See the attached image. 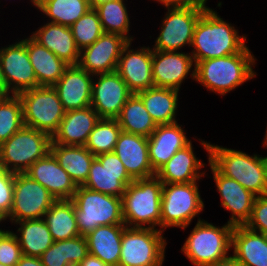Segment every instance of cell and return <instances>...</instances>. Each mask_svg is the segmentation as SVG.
<instances>
[{
  "label": "cell",
  "mask_w": 267,
  "mask_h": 266,
  "mask_svg": "<svg viewBox=\"0 0 267 266\" xmlns=\"http://www.w3.org/2000/svg\"><path fill=\"white\" fill-rule=\"evenodd\" d=\"M167 10L152 50L177 52L187 44L191 47L195 25L203 12L190 8Z\"/></svg>",
  "instance_id": "4fadbf2b"
},
{
  "label": "cell",
  "mask_w": 267,
  "mask_h": 266,
  "mask_svg": "<svg viewBox=\"0 0 267 266\" xmlns=\"http://www.w3.org/2000/svg\"><path fill=\"white\" fill-rule=\"evenodd\" d=\"M99 120L98 113L91 106L67 111L58 130L52 136V142L62 145L85 146L90 133Z\"/></svg>",
  "instance_id": "cb8c5ba5"
},
{
  "label": "cell",
  "mask_w": 267,
  "mask_h": 266,
  "mask_svg": "<svg viewBox=\"0 0 267 266\" xmlns=\"http://www.w3.org/2000/svg\"><path fill=\"white\" fill-rule=\"evenodd\" d=\"M23 126V108L18 95L0 98V144Z\"/></svg>",
  "instance_id": "74e56055"
},
{
  "label": "cell",
  "mask_w": 267,
  "mask_h": 266,
  "mask_svg": "<svg viewBox=\"0 0 267 266\" xmlns=\"http://www.w3.org/2000/svg\"><path fill=\"white\" fill-rule=\"evenodd\" d=\"M5 83L13 95L36 88L37 78L29 60L25 39L0 49Z\"/></svg>",
  "instance_id": "9a60e30c"
},
{
  "label": "cell",
  "mask_w": 267,
  "mask_h": 266,
  "mask_svg": "<svg viewBox=\"0 0 267 266\" xmlns=\"http://www.w3.org/2000/svg\"><path fill=\"white\" fill-rule=\"evenodd\" d=\"M64 259L70 266H77L88 254V244L85 236L63 240Z\"/></svg>",
  "instance_id": "b9f144b4"
},
{
  "label": "cell",
  "mask_w": 267,
  "mask_h": 266,
  "mask_svg": "<svg viewBox=\"0 0 267 266\" xmlns=\"http://www.w3.org/2000/svg\"><path fill=\"white\" fill-rule=\"evenodd\" d=\"M15 266H44L40 258L23 255Z\"/></svg>",
  "instance_id": "7dc6e473"
},
{
  "label": "cell",
  "mask_w": 267,
  "mask_h": 266,
  "mask_svg": "<svg viewBox=\"0 0 267 266\" xmlns=\"http://www.w3.org/2000/svg\"><path fill=\"white\" fill-rule=\"evenodd\" d=\"M265 148L267 147V146H264ZM265 158V160H266V164H267V156L266 157H264Z\"/></svg>",
  "instance_id": "11a10c76"
},
{
  "label": "cell",
  "mask_w": 267,
  "mask_h": 266,
  "mask_svg": "<svg viewBox=\"0 0 267 266\" xmlns=\"http://www.w3.org/2000/svg\"><path fill=\"white\" fill-rule=\"evenodd\" d=\"M210 162L221 174L236 180L256 196L267 195V164L264 157L200 140Z\"/></svg>",
  "instance_id": "3957f363"
},
{
  "label": "cell",
  "mask_w": 267,
  "mask_h": 266,
  "mask_svg": "<svg viewBox=\"0 0 267 266\" xmlns=\"http://www.w3.org/2000/svg\"><path fill=\"white\" fill-rule=\"evenodd\" d=\"M233 257L242 266H267V239L265 234L236 225L232 232Z\"/></svg>",
  "instance_id": "484cf974"
},
{
  "label": "cell",
  "mask_w": 267,
  "mask_h": 266,
  "mask_svg": "<svg viewBox=\"0 0 267 266\" xmlns=\"http://www.w3.org/2000/svg\"><path fill=\"white\" fill-rule=\"evenodd\" d=\"M205 266H242V265L233 256H229L225 260H221Z\"/></svg>",
  "instance_id": "c3c4849f"
},
{
  "label": "cell",
  "mask_w": 267,
  "mask_h": 266,
  "mask_svg": "<svg viewBox=\"0 0 267 266\" xmlns=\"http://www.w3.org/2000/svg\"><path fill=\"white\" fill-rule=\"evenodd\" d=\"M77 266H110L94 255L88 254Z\"/></svg>",
  "instance_id": "bcb514c9"
},
{
  "label": "cell",
  "mask_w": 267,
  "mask_h": 266,
  "mask_svg": "<svg viewBox=\"0 0 267 266\" xmlns=\"http://www.w3.org/2000/svg\"><path fill=\"white\" fill-rule=\"evenodd\" d=\"M134 181L114 153L97 155L83 187L95 192L122 198L126 187Z\"/></svg>",
  "instance_id": "7c38bea8"
},
{
  "label": "cell",
  "mask_w": 267,
  "mask_h": 266,
  "mask_svg": "<svg viewBox=\"0 0 267 266\" xmlns=\"http://www.w3.org/2000/svg\"><path fill=\"white\" fill-rule=\"evenodd\" d=\"M113 152L133 180L156 175L149 159L148 137L121 131Z\"/></svg>",
  "instance_id": "7402d4cb"
},
{
  "label": "cell",
  "mask_w": 267,
  "mask_h": 266,
  "mask_svg": "<svg viewBox=\"0 0 267 266\" xmlns=\"http://www.w3.org/2000/svg\"><path fill=\"white\" fill-rule=\"evenodd\" d=\"M122 129L117 119H100L89 135L85 147L94 155L114 151Z\"/></svg>",
  "instance_id": "8d00e7d4"
},
{
  "label": "cell",
  "mask_w": 267,
  "mask_h": 266,
  "mask_svg": "<svg viewBox=\"0 0 267 266\" xmlns=\"http://www.w3.org/2000/svg\"><path fill=\"white\" fill-rule=\"evenodd\" d=\"M128 42L120 35L104 32L92 45L80 51L78 65L92 75L115 72Z\"/></svg>",
  "instance_id": "2e32d148"
},
{
  "label": "cell",
  "mask_w": 267,
  "mask_h": 266,
  "mask_svg": "<svg viewBox=\"0 0 267 266\" xmlns=\"http://www.w3.org/2000/svg\"><path fill=\"white\" fill-rule=\"evenodd\" d=\"M208 166H210L217 190L221 195V206L232 213L228 223L233 226L245 225L251 217L256 195L245 189L236 180L221 174L210 162Z\"/></svg>",
  "instance_id": "ac0fdd59"
},
{
  "label": "cell",
  "mask_w": 267,
  "mask_h": 266,
  "mask_svg": "<svg viewBox=\"0 0 267 266\" xmlns=\"http://www.w3.org/2000/svg\"><path fill=\"white\" fill-rule=\"evenodd\" d=\"M86 1L90 4L91 8H94V0H86Z\"/></svg>",
  "instance_id": "db71d44e"
},
{
  "label": "cell",
  "mask_w": 267,
  "mask_h": 266,
  "mask_svg": "<svg viewBox=\"0 0 267 266\" xmlns=\"http://www.w3.org/2000/svg\"><path fill=\"white\" fill-rule=\"evenodd\" d=\"M263 146H267V129H266V134H265V138L263 141Z\"/></svg>",
  "instance_id": "f5cc1de1"
},
{
  "label": "cell",
  "mask_w": 267,
  "mask_h": 266,
  "mask_svg": "<svg viewBox=\"0 0 267 266\" xmlns=\"http://www.w3.org/2000/svg\"><path fill=\"white\" fill-rule=\"evenodd\" d=\"M177 122L159 124L148 137V153L153 171L156 173L178 151L191 140Z\"/></svg>",
  "instance_id": "603a6c76"
},
{
  "label": "cell",
  "mask_w": 267,
  "mask_h": 266,
  "mask_svg": "<svg viewBox=\"0 0 267 266\" xmlns=\"http://www.w3.org/2000/svg\"><path fill=\"white\" fill-rule=\"evenodd\" d=\"M43 219L54 241H63L80 235L75 204L72 200H56L45 212Z\"/></svg>",
  "instance_id": "d6a6232c"
},
{
  "label": "cell",
  "mask_w": 267,
  "mask_h": 266,
  "mask_svg": "<svg viewBox=\"0 0 267 266\" xmlns=\"http://www.w3.org/2000/svg\"><path fill=\"white\" fill-rule=\"evenodd\" d=\"M23 256L17 236L8 231L0 240V264L15 266Z\"/></svg>",
  "instance_id": "60d3db41"
},
{
  "label": "cell",
  "mask_w": 267,
  "mask_h": 266,
  "mask_svg": "<svg viewBox=\"0 0 267 266\" xmlns=\"http://www.w3.org/2000/svg\"><path fill=\"white\" fill-rule=\"evenodd\" d=\"M204 209L197 182L163 183L160 227L186 229L192 219Z\"/></svg>",
  "instance_id": "ba28073f"
},
{
  "label": "cell",
  "mask_w": 267,
  "mask_h": 266,
  "mask_svg": "<svg viewBox=\"0 0 267 266\" xmlns=\"http://www.w3.org/2000/svg\"><path fill=\"white\" fill-rule=\"evenodd\" d=\"M233 225L217 227L200 218L181 249L195 266H205L228 258Z\"/></svg>",
  "instance_id": "5b68a950"
},
{
  "label": "cell",
  "mask_w": 267,
  "mask_h": 266,
  "mask_svg": "<svg viewBox=\"0 0 267 266\" xmlns=\"http://www.w3.org/2000/svg\"><path fill=\"white\" fill-rule=\"evenodd\" d=\"M14 193V173L0 167V220H6L11 212Z\"/></svg>",
  "instance_id": "ab89813d"
},
{
  "label": "cell",
  "mask_w": 267,
  "mask_h": 266,
  "mask_svg": "<svg viewBox=\"0 0 267 266\" xmlns=\"http://www.w3.org/2000/svg\"><path fill=\"white\" fill-rule=\"evenodd\" d=\"M136 94L157 125L177 122L178 90L154 86Z\"/></svg>",
  "instance_id": "4dcf8cb0"
},
{
  "label": "cell",
  "mask_w": 267,
  "mask_h": 266,
  "mask_svg": "<svg viewBox=\"0 0 267 266\" xmlns=\"http://www.w3.org/2000/svg\"><path fill=\"white\" fill-rule=\"evenodd\" d=\"M50 151L75 184L82 186L88 178L89 170L96 156L85 146L55 144L52 141Z\"/></svg>",
  "instance_id": "f546056e"
},
{
  "label": "cell",
  "mask_w": 267,
  "mask_h": 266,
  "mask_svg": "<svg viewBox=\"0 0 267 266\" xmlns=\"http://www.w3.org/2000/svg\"><path fill=\"white\" fill-rule=\"evenodd\" d=\"M163 183L155 175L132 181L122 196V216L127 227H160Z\"/></svg>",
  "instance_id": "277c9868"
},
{
  "label": "cell",
  "mask_w": 267,
  "mask_h": 266,
  "mask_svg": "<svg viewBox=\"0 0 267 266\" xmlns=\"http://www.w3.org/2000/svg\"><path fill=\"white\" fill-rule=\"evenodd\" d=\"M166 244L159 229L126 226L118 266H162Z\"/></svg>",
  "instance_id": "30bf717a"
},
{
  "label": "cell",
  "mask_w": 267,
  "mask_h": 266,
  "mask_svg": "<svg viewBox=\"0 0 267 266\" xmlns=\"http://www.w3.org/2000/svg\"><path fill=\"white\" fill-rule=\"evenodd\" d=\"M157 1L162 3L165 7L170 8H190L203 13L214 10L206 6L207 0H156V2Z\"/></svg>",
  "instance_id": "f6af8a7d"
},
{
  "label": "cell",
  "mask_w": 267,
  "mask_h": 266,
  "mask_svg": "<svg viewBox=\"0 0 267 266\" xmlns=\"http://www.w3.org/2000/svg\"><path fill=\"white\" fill-rule=\"evenodd\" d=\"M51 141L48 134L24 125L0 144V167L14 174L25 173L50 152Z\"/></svg>",
  "instance_id": "52a82bcc"
},
{
  "label": "cell",
  "mask_w": 267,
  "mask_h": 266,
  "mask_svg": "<svg viewBox=\"0 0 267 266\" xmlns=\"http://www.w3.org/2000/svg\"><path fill=\"white\" fill-rule=\"evenodd\" d=\"M34 7L50 18L51 23L70 27L90 8L86 0H31Z\"/></svg>",
  "instance_id": "e575fe53"
},
{
  "label": "cell",
  "mask_w": 267,
  "mask_h": 266,
  "mask_svg": "<svg viewBox=\"0 0 267 266\" xmlns=\"http://www.w3.org/2000/svg\"><path fill=\"white\" fill-rule=\"evenodd\" d=\"M109 1V0H94V7L102 2Z\"/></svg>",
  "instance_id": "816d5d0a"
},
{
  "label": "cell",
  "mask_w": 267,
  "mask_h": 266,
  "mask_svg": "<svg viewBox=\"0 0 267 266\" xmlns=\"http://www.w3.org/2000/svg\"><path fill=\"white\" fill-rule=\"evenodd\" d=\"M125 224L98 226L85 237L89 254L96 256L110 266H118L121 239Z\"/></svg>",
  "instance_id": "f1b7e54d"
},
{
  "label": "cell",
  "mask_w": 267,
  "mask_h": 266,
  "mask_svg": "<svg viewBox=\"0 0 267 266\" xmlns=\"http://www.w3.org/2000/svg\"><path fill=\"white\" fill-rule=\"evenodd\" d=\"M256 60L246 47L236 54L198 61L189 75L209 91L223 96L257 75L252 68Z\"/></svg>",
  "instance_id": "6da1fadb"
},
{
  "label": "cell",
  "mask_w": 267,
  "mask_h": 266,
  "mask_svg": "<svg viewBox=\"0 0 267 266\" xmlns=\"http://www.w3.org/2000/svg\"><path fill=\"white\" fill-rule=\"evenodd\" d=\"M117 120L123 132L145 137H149L157 127L136 93L127 99Z\"/></svg>",
  "instance_id": "836d02e7"
},
{
  "label": "cell",
  "mask_w": 267,
  "mask_h": 266,
  "mask_svg": "<svg viewBox=\"0 0 267 266\" xmlns=\"http://www.w3.org/2000/svg\"><path fill=\"white\" fill-rule=\"evenodd\" d=\"M25 46L37 78V87H53L69 65L37 42L32 36L25 38Z\"/></svg>",
  "instance_id": "83f0119b"
},
{
  "label": "cell",
  "mask_w": 267,
  "mask_h": 266,
  "mask_svg": "<svg viewBox=\"0 0 267 266\" xmlns=\"http://www.w3.org/2000/svg\"><path fill=\"white\" fill-rule=\"evenodd\" d=\"M56 201L39 182L25 173L14 174V193L11 212L6 219L13 222L42 219Z\"/></svg>",
  "instance_id": "8fae6325"
},
{
  "label": "cell",
  "mask_w": 267,
  "mask_h": 266,
  "mask_svg": "<svg viewBox=\"0 0 267 266\" xmlns=\"http://www.w3.org/2000/svg\"><path fill=\"white\" fill-rule=\"evenodd\" d=\"M70 29L80 51L92 45L104 33L99 15L94 8H90L70 26Z\"/></svg>",
  "instance_id": "f35d334b"
},
{
  "label": "cell",
  "mask_w": 267,
  "mask_h": 266,
  "mask_svg": "<svg viewBox=\"0 0 267 266\" xmlns=\"http://www.w3.org/2000/svg\"><path fill=\"white\" fill-rule=\"evenodd\" d=\"M10 95L11 93L9 92L8 87L5 83V79H4V75L2 71V65L0 61V98H4Z\"/></svg>",
  "instance_id": "681fc988"
},
{
  "label": "cell",
  "mask_w": 267,
  "mask_h": 266,
  "mask_svg": "<svg viewBox=\"0 0 267 266\" xmlns=\"http://www.w3.org/2000/svg\"><path fill=\"white\" fill-rule=\"evenodd\" d=\"M245 226L252 231L267 234V195L256 196L251 217Z\"/></svg>",
  "instance_id": "7bdbcfd3"
},
{
  "label": "cell",
  "mask_w": 267,
  "mask_h": 266,
  "mask_svg": "<svg viewBox=\"0 0 267 266\" xmlns=\"http://www.w3.org/2000/svg\"><path fill=\"white\" fill-rule=\"evenodd\" d=\"M18 97L22 102L24 125L52 138L65 114L57 91L51 86H39L19 93Z\"/></svg>",
  "instance_id": "9c48e42d"
},
{
  "label": "cell",
  "mask_w": 267,
  "mask_h": 266,
  "mask_svg": "<svg viewBox=\"0 0 267 266\" xmlns=\"http://www.w3.org/2000/svg\"><path fill=\"white\" fill-rule=\"evenodd\" d=\"M3 220H0V223L2 222ZM9 230H2V229H0V240H1V238L8 232Z\"/></svg>",
  "instance_id": "f907efd6"
},
{
  "label": "cell",
  "mask_w": 267,
  "mask_h": 266,
  "mask_svg": "<svg viewBox=\"0 0 267 266\" xmlns=\"http://www.w3.org/2000/svg\"><path fill=\"white\" fill-rule=\"evenodd\" d=\"M80 235L86 236L98 226L124 224L122 198L78 186L73 198Z\"/></svg>",
  "instance_id": "8992f818"
},
{
  "label": "cell",
  "mask_w": 267,
  "mask_h": 266,
  "mask_svg": "<svg viewBox=\"0 0 267 266\" xmlns=\"http://www.w3.org/2000/svg\"><path fill=\"white\" fill-rule=\"evenodd\" d=\"M132 42L123 48L116 72L132 93L154 87L152 76V48L130 49Z\"/></svg>",
  "instance_id": "e0dca14e"
},
{
  "label": "cell",
  "mask_w": 267,
  "mask_h": 266,
  "mask_svg": "<svg viewBox=\"0 0 267 266\" xmlns=\"http://www.w3.org/2000/svg\"><path fill=\"white\" fill-rule=\"evenodd\" d=\"M14 223L20 226L14 234L17 236L23 255L40 258L54 243L43 218L22 220Z\"/></svg>",
  "instance_id": "1f68e13d"
},
{
  "label": "cell",
  "mask_w": 267,
  "mask_h": 266,
  "mask_svg": "<svg viewBox=\"0 0 267 266\" xmlns=\"http://www.w3.org/2000/svg\"><path fill=\"white\" fill-rule=\"evenodd\" d=\"M94 76L96 80H93L91 107L100 119H117L133 93L116 71Z\"/></svg>",
  "instance_id": "5bb4252c"
},
{
  "label": "cell",
  "mask_w": 267,
  "mask_h": 266,
  "mask_svg": "<svg viewBox=\"0 0 267 266\" xmlns=\"http://www.w3.org/2000/svg\"><path fill=\"white\" fill-rule=\"evenodd\" d=\"M205 164L194 154L192 142L178 150L166 164L157 172L156 176L162 183H190L200 180L205 175L200 170ZM200 172V173H199Z\"/></svg>",
  "instance_id": "4316f807"
},
{
  "label": "cell",
  "mask_w": 267,
  "mask_h": 266,
  "mask_svg": "<svg viewBox=\"0 0 267 266\" xmlns=\"http://www.w3.org/2000/svg\"><path fill=\"white\" fill-rule=\"evenodd\" d=\"M94 75L79 65H69L53 86L65 112L91 106Z\"/></svg>",
  "instance_id": "44dd1931"
},
{
  "label": "cell",
  "mask_w": 267,
  "mask_h": 266,
  "mask_svg": "<svg viewBox=\"0 0 267 266\" xmlns=\"http://www.w3.org/2000/svg\"><path fill=\"white\" fill-rule=\"evenodd\" d=\"M238 33L214 10L202 13L195 25L191 43L194 63L242 52L247 47L246 35L240 36Z\"/></svg>",
  "instance_id": "7a4b0ae2"
},
{
  "label": "cell",
  "mask_w": 267,
  "mask_h": 266,
  "mask_svg": "<svg viewBox=\"0 0 267 266\" xmlns=\"http://www.w3.org/2000/svg\"><path fill=\"white\" fill-rule=\"evenodd\" d=\"M124 2L109 0L96 5L94 9L99 15L105 33L117 34L132 42L134 39L129 36L130 18Z\"/></svg>",
  "instance_id": "d590c367"
},
{
  "label": "cell",
  "mask_w": 267,
  "mask_h": 266,
  "mask_svg": "<svg viewBox=\"0 0 267 266\" xmlns=\"http://www.w3.org/2000/svg\"><path fill=\"white\" fill-rule=\"evenodd\" d=\"M25 174L45 187L56 200H71L78 187L51 151L35 161Z\"/></svg>",
  "instance_id": "ffe728a7"
},
{
  "label": "cell",
  "mask_w": 267,
  "mask_h": 266,
  "mask_svg": "<svg viewBox=\"0 0 267 266\" xmlns=\"http://www.w3.org/2000/svg\"><path fill=\"white\" fill-rule=\"evenodd\" d=\"M31 35L37 42L68 65H78L80 49L70 27L48 22Z\"/></svg>",
  "instance_id": "d4e9b609"
},
{
  "label": "cell",
  "mask_w": 267,
  "mask_h": 266,
  "mask_svg": "<svg viewBox=\"0 0 267 266\" xmlns=\"http://www.w3.org/2000/svg\"><path fill=\"white\" fill-rule=\"evenodd\" d=\"M40 259L44 266H70L64 259L63 241H54Z\"/></svg>",
  "instance_id": "ee69618b"
},
{
  "label": "cell",
  "mask_w": 267,
  "mask_h": 266,
  "mask_svg": "<svg viewBox=\"0 0 267 266\" xmlns=\"http://www.w3.org/2000/svg\"><path fill=\"white\" fill-rule=\"evenodd\" d=\"M193 58L190 53L152 50V76L155 87L178 90L189 72Z\"/></svg>",
  "instance_id": "d6986e66"
}]
</instances>
